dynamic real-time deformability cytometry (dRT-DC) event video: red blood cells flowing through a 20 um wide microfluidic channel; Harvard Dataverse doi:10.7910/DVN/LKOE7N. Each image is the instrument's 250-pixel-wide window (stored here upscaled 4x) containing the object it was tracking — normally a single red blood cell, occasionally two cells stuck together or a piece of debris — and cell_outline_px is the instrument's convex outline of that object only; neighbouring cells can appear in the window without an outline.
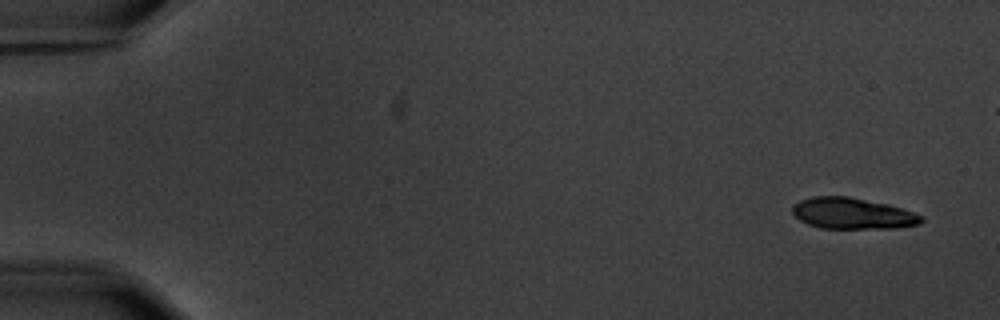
{"species": "common noctule bat (a hibernating species)", "species_latin": "Nyctalus noctula", "temperature_condition": "warm", "stored_images_in_passage": 5, "camera_frame_rate_fps": 3000, "um_per_image_px": 0.085, "animal": {"sex": "male", "body_mass_g": 20.1, "forearm_length_mm": 53.5}, "frame": {"image": 1, "passage_image": 1, "time_ms": 0.0, "image_size_px": [1000, 320], "cell_outline_px": [[924, 220], [920, 224], [896, 228], [820, 228], [808, 224], [800, 220], [792, 212], [792, 204], [800, 200], [812, 196], [848, 196], [884, 204], [900, 208], [924, 216]], "centroid_in_image_um": [72.43, 18.14], "position_along_channel_um": 12.6, "area_um2": 23.29}}